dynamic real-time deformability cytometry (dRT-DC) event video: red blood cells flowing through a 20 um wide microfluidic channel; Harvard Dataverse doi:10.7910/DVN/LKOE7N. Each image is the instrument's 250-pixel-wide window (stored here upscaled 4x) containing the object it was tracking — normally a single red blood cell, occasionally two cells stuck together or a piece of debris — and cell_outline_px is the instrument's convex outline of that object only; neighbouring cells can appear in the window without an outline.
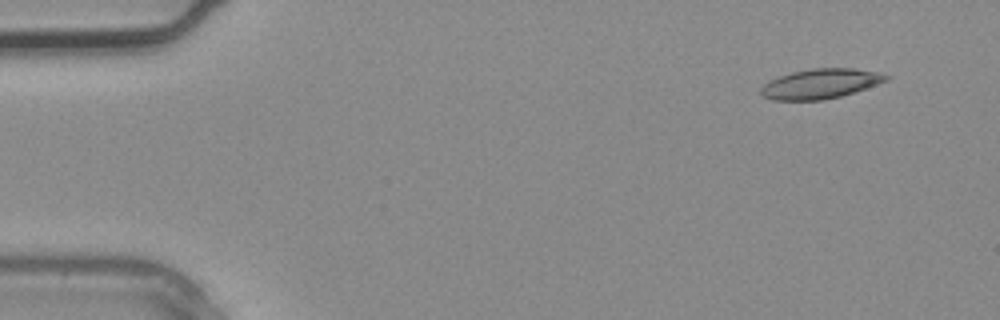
{"species": "common noctule bat (a hibernating species)", "species_latin": "Nyctalus noctula", "temperature_condition": "warm", "stored_images_in_passage": 2, "camera_frame_rate_fps": 3000, "um_per_image_px": 0.085, "animal": {"sex": "male", "body_mass_g": 20.4}, "frame": {"image": 1, "passage_image": 1, "time_ms": 0.0, "image_size_px": [1000, 320], "cell_outline_px": [[892, 76], [888, 80], [840, 96], [824, 100], [772, 100], [764, 96], [760, 92], [760, 88], [764, 84], [780, 76], [792, 72], [812, 68], [852, 68], [880, 72]], "centroid_in_image_um": [69.75, 7.11], "position_along_channel_um": 15.2, "area_um2": 21.56}}